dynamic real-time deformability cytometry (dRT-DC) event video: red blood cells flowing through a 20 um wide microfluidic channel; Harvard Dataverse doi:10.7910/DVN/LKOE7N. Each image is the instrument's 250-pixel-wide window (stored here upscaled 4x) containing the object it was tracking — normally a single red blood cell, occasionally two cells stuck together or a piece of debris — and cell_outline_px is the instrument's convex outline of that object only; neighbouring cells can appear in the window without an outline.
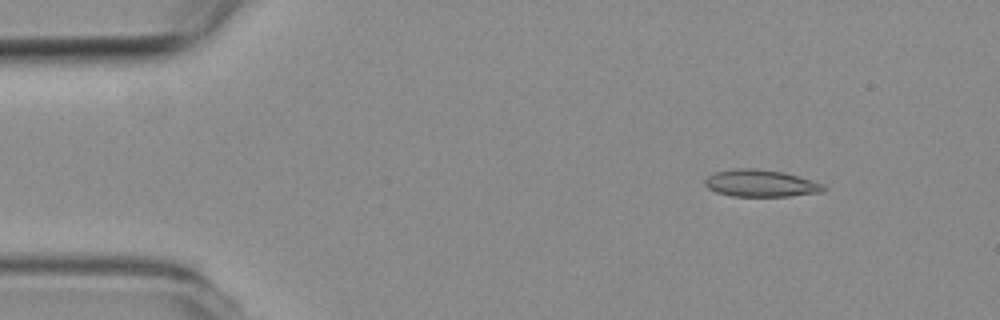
{"species": "common noctule bat (a hibernating species)", "species_latin": "Nyctalus noctula", "temperature_condition": "room temperature", "stored_images_in_passage": 4, "camera_frame_rate_fps": 3000, "um_per_image_px": 0.085, "animal": {"sex": "female", "body_mass_g": 19.3, "forearm_length_mm": 54.1}, "frame": {"image": 1, "passage_image": 2, "time_ms": 2.0, "image_size_px": [1000, 320], "cell_outline_px": [[828, 188], [824, 192], [788, 196], [732, 196], [716, 192], [708, 188], [704, 184], [704, 180], [708, 176], [716, 172], [736, 168], [756, 168], [784, 172], [824, 184]], "centroid_in_image_um": [64.68, 15.58], "position_along_channel_um": 20.3, "area_um2": 18.79}}
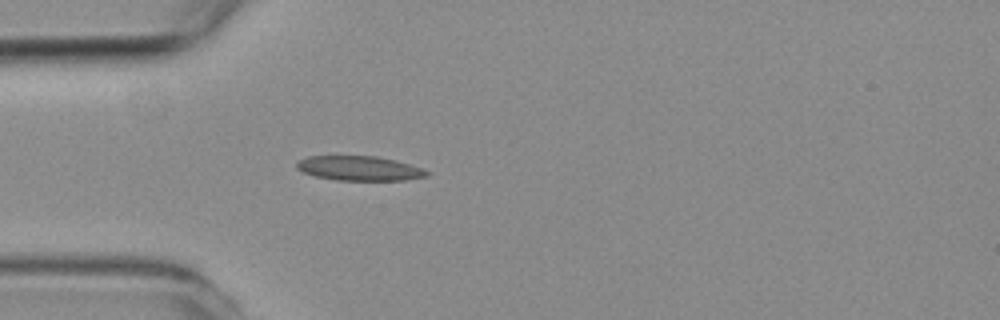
{"frame": {"image": 2, "passage_image": 4, "time_ms": 5.0, "image_size_px": [1000, 320], "cell_outline_px": [[432, 172], [428, 176], [404, 180], [336, 180], [316, 176], [304, 172], [296, 168], [296, 160], [308, 156], [376, 156], [396, 160]], "centroid_in_image_um": [30.53, 14.3], "position_along_channel_um": 54.5, "area_um2": 18.61}}